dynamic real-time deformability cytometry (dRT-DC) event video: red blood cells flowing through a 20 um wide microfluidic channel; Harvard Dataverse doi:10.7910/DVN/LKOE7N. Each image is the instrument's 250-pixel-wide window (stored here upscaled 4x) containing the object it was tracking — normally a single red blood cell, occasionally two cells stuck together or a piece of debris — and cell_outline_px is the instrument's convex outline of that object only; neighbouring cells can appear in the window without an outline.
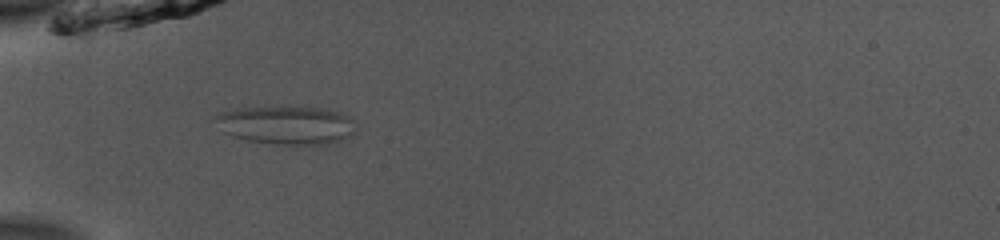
{"species": "common noctule bat (a hibernating species)", "species_latin": "Nyctalus noctula", "temperature_condition": "room temperature", "stored_images_in_passage": 33, "camera_frame_rate_fps": 3000, "um_per_image_px": 0.085, "animal": {"sex": "male", "body_mass_g": 13.0, "forearm_length_mm": 53.1}, "frame": {"image": 1, "passage_image": 2, "time_ms": 0.333, "image_size_px": [1000, 240], "cell_outline_px": [[352, 132], [328, 144], [276, 144], [248, 140], [232, 136], [224, 132], [216, 120], [216, 112], [240, 108], [280, 104], [288, 104], [320, 108], [344, 112], [352, 120]], "centroid_in_image_um": [24.27, 10.56], "position_along_channel_um": 60.7, "area_um2": 31.73}}
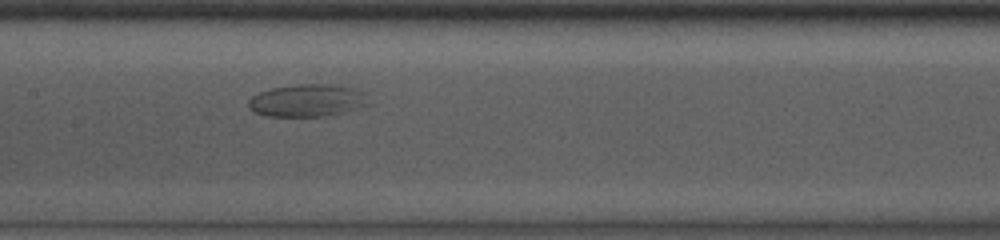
{"frame": {"image": 2, "passage_image": 12, "time_ms": 3.667, "image_size_px": [1000, 240], "cell_outline_px": [[368, 104], [340, 112], [324, 116], [264, 116], [256, 112], [248, 104], [248, 100], [252, 96], [260, 92], [272, 88], [296, 84], [328, 84], [352, 88], [360, 92]], "centroid_in_image_um": [26.02, 8.53], "position_along_channel_um": 181.4, "area_um2": 21.96}}
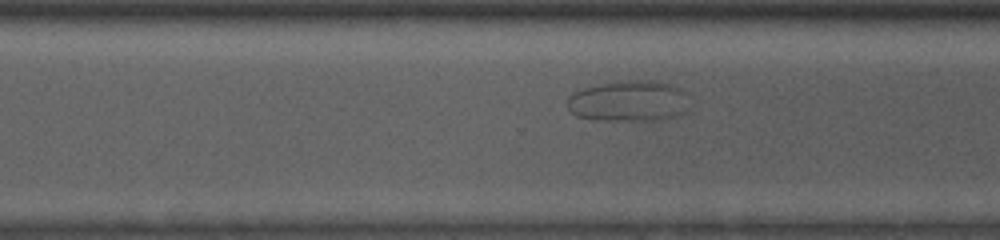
{"frame": {"image": 3, "passage_image": 23, "time_ms": 7.333, "image_size_px": [1000, 240], "cell_outline_px": [[680, 92], [676, 116], [664, 120], [596, 120], [576, 116], [564, 104], [568, 96], [584, 88], [616, 80], [644, 80], [672, 84], [680, 88]], "centroid_in_image_um": [53.2, 8.59], "position_along_channel_um": 317.4, "area_um2": 28.09}}